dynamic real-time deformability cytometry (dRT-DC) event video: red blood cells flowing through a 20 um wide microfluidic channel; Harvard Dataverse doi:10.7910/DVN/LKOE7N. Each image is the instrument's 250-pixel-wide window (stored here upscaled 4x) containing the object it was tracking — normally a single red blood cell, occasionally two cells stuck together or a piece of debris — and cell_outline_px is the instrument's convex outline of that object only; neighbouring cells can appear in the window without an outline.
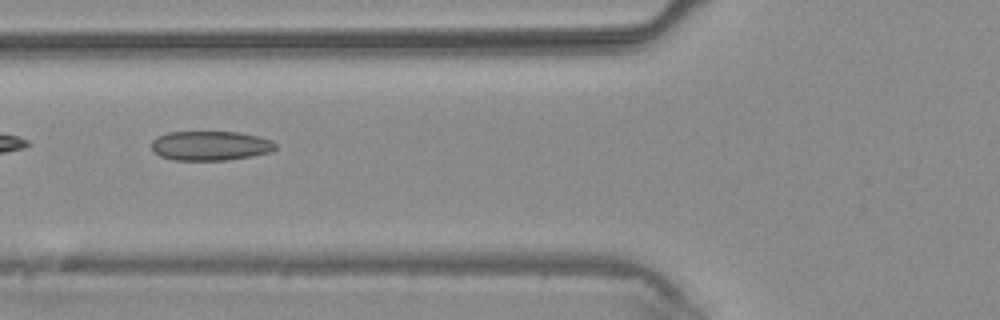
{"species": "common noctule bat (a hibernating species)", "species_latin": "Nyctalus noctula", "temperature_condition": "warm", "stored_images_in_passage": 4, "camera_frame_rate_fps": 3000, "um_per_image_px": 0.085, "animal": {"sex": "male", "body_mass_g": 20.4}, "frame": {"image": 1, "passage_image": 4, "time_ms": 4.333, "image_size_px": [1000, 320], "cell_outline_px": [[276, 148], [272, 152], [252, 156], [224, 160], [172, 160], [160, 156], [152, 148], [152, 140], [156, 136], [168, 132], [236, 132], [256, 136], [272, 140], [276, 144]], "centroid_in_image_um": [17.87, 12.39], "position_along_channel_um": 107.9, "area_um2": 21.27}}